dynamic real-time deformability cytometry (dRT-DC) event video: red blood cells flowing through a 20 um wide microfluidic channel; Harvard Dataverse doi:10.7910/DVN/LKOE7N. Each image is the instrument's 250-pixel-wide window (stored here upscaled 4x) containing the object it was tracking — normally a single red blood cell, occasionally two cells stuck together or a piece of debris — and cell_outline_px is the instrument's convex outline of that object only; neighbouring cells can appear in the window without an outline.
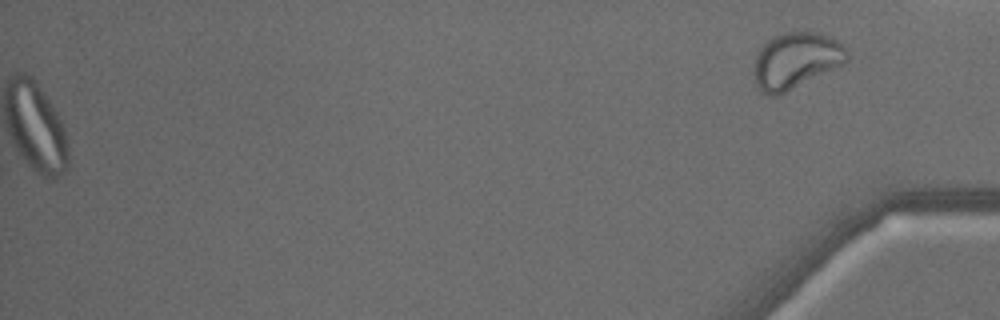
{"species": "common noctule bat (a hibernating species)", "species_latin": "Nyctalus noctula", "temperature_condition": "warm", "stored_images_in_passage": 37, "camera_frame_rate_fps": 3000, "um_per_image_px": 0.085, "animal": {"sex": "male", "body_mass_g": 18.8}, "frame": {"image": 1, "passage_image": 37, "time_ms": 12.0, "image_size_px": [1000, 320], "cell_outline_px": [[848, 60], [844, 64], [776, 96], [768, 96], [756, 84], [752, 72], [756, 52], [768, 40], [784, 32], [816, 32], [836, 40], [844, 44], [848, 48]], "centroid_in_image_um": [67.64, 5.14], "position_along_channel_um": 367.6, "area_um2": 30.4}}